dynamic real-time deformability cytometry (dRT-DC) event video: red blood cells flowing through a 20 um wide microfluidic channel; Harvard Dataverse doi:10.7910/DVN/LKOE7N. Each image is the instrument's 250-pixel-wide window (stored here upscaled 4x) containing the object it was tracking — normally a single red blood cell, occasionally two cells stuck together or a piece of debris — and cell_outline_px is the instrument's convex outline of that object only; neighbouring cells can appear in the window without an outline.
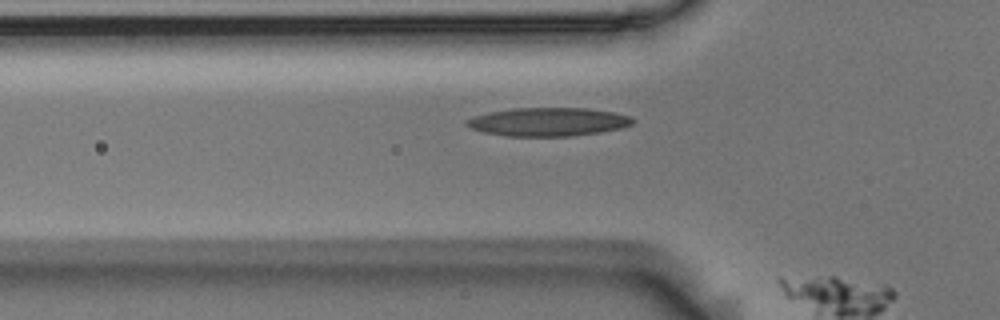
{"species": "Egyptian fruit bat (a non-hibernating species)", "species_latin": "Rousettus aegyptiacus", "temperature_condition": "room temperature", "stored_images_in_passage": 13, "camera_frame_rate_fps": 3000, "um_per_image_px": 0.085, "animal": {"sex": "male"}, "frame": {"image": 1, "passage_image": 11, "time_ms": 3.333, "image_size_px": [1000, 320], "cell_outline_px": [[636, 120], [632, 124], [620, 128], [600, 132], [572, 136], [508, 136], [484, 132], [472, 128], [464, 124], [464, 120], [476, 116], [492, 112], [516, 108], [588, 108], [612, 112], [632, 116]], "centroid_in_image_um": [46.63, 10.36], "position_along_channel_um": 79.2, "area_um2": 27.4}}